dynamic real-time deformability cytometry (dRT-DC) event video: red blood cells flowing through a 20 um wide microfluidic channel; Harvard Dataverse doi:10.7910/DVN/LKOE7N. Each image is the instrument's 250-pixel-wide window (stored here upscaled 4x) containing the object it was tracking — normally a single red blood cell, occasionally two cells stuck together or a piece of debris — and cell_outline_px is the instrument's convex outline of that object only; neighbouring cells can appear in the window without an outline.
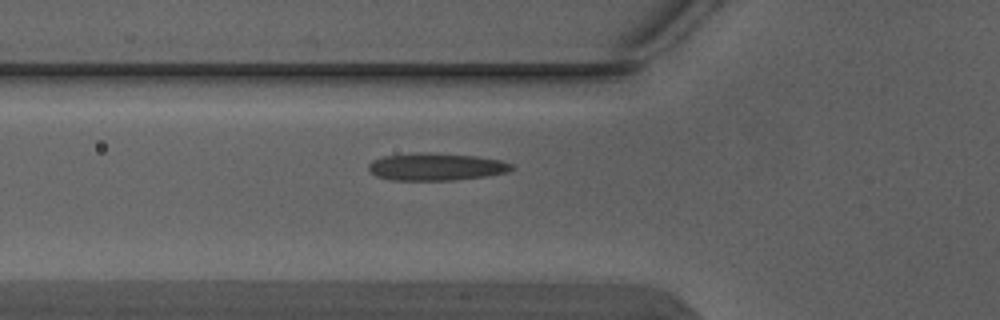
{"species": "Egyptian fruit bat (a non-hibernating species)", "species_latin": "Rousettus aegyptiacus", "temperature_condition": "warm", "stored_images_in_passage": 5, "camera_frame_rate_fps": 3000, "um_per_image_px": 0.085, "animal": {"sex": "male"}, "frame": {"image": 1, "passage_image": 5, "time_ms": 1.333, "image_size_px": [1000, 320], "cell_outline_px": [[516, 168], [508, 172], [484, 176], [456, 180], [388, 180], [376, 176], [368, 168], [368, 164], [372, 160], [384, 156], [416, 152], [428, 152], [476, 156], [500, 160], [512, 164]], "centroid_in_image_um": [37.06, 14.17], "position_along_channel_um": 88.7, "area_um2": 23.0}}